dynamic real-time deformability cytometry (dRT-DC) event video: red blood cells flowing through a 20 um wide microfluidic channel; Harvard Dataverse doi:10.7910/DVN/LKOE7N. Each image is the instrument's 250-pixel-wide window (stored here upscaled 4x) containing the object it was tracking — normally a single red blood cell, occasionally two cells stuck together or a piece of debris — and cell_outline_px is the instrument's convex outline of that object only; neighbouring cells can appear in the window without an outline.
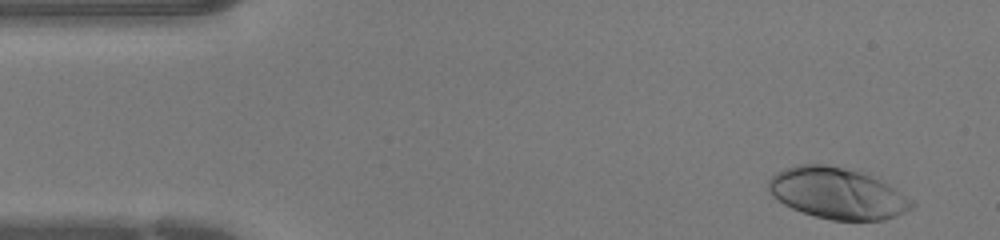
{"species": "human", "species_latin": "Homo sapiens", "temperature_condition": "warm", "stored_images_in_passage": 36, "camera_frame_rate_fps": 3000, "um_per_image_px": 0.085, "donor": {"sex": "female"}, "frame": {"image": 1, "passage_image": 2, "time_ms": 0.333, "image_size_px": [1000, 240], "cell_outline_px": [[916, 204], [912, 208], [904, 212], [884, 220], [832, 220], [816, 216], [792, 208], [784, 204], [772, 196], [768, 188], [768, 180], [772, 176], [784, 168], [800, 164], [824, 164], [860, 172], [880, 180], [888, 184], [912, 200]], "centroid_in_image_um": [71.16, 16.43], "position_along_channel_um": 13.8, "area_um2": 42.25}}
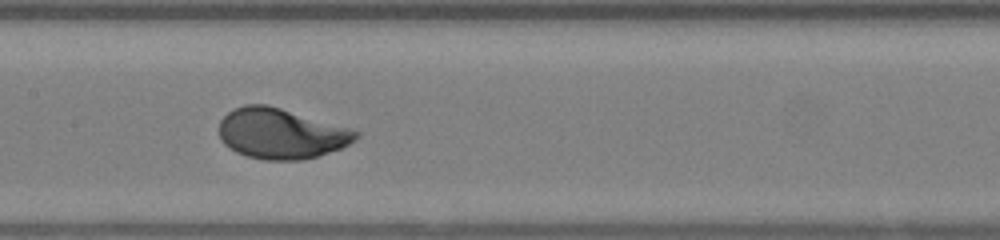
{"frame": {"image": 2, "passage_image": 20, "time_ms": 6.333, "image_size_px": [1000, 240], "cell_outline_px": [[360, 136], [356, 140], [340, 148], [304, 160], [264, 160], [248, 156], [236, 152], [224, 144], [220, 140], [220, 120], [228, 112], [244, 104], [268, 104], [352, 128], [360, 132]], "centroid_in_image_um": [23.91, 11.34], "position_along_channel_um": 183.5, "area_um2": 40.34}}
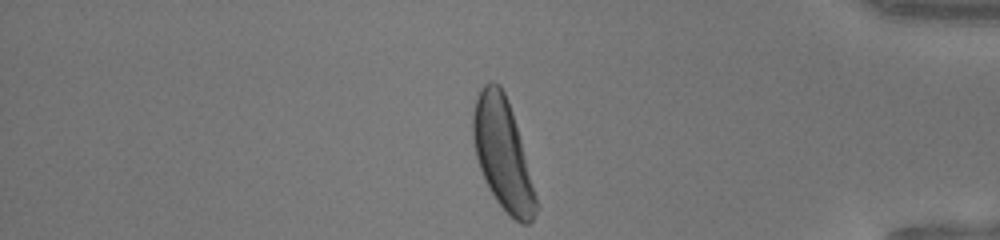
{"frame": {"image": 3, "passage_image": 36, "time_ms": 11.667, "image_size_px": [1000, 240], "cell_outline_px": [[540, 208], [536, 216], [528, 224], [520, 224], [496, 200], [480, 168], [476, 156], [472, 140], [472, 116], [476, 100], [480, 88], [484, 84], [492, 80], [500, 84], [508, 100], [512, 112]], "centroid_in_image_um": [42.73, 13.08], "position_along_channel_um": 392.5, "area_um2": 40.23}}